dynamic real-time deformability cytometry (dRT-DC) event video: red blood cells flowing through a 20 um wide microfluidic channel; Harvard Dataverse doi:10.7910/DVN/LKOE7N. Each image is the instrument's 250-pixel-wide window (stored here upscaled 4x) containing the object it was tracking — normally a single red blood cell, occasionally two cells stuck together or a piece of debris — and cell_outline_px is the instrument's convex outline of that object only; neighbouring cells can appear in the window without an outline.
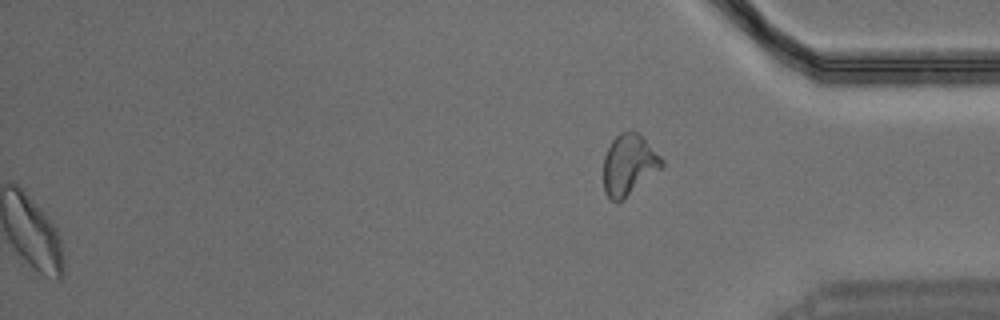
{"species": "Egyptian fruit bat (a non-hibernating species)", "species_latin": "Rousettus aegyptiacus", "temperature_condition": "warm", "stored_images_in_passage": 38, "segment_of_instrument_passage": [2, 2], "camera_frame_rate_fps": 3000, "um_per_image_px": 0.085, "animal": {"sex": "male"}, "frame": {"image": 1, "passage_image": 38, "time_ms": 12.333, "image_size_px": [1000, 320], "cell_outline_px": [[664, 164], [660, 168], [616, 204], [604, 192], [604, 156], [612, 140], [620, 132], [632, 128], [640, 132], [664, 160]], "centroid_in_image_um": [53.45, 13.93], "position_along_channel_um": 381.8, "area_um2": 20.58}}